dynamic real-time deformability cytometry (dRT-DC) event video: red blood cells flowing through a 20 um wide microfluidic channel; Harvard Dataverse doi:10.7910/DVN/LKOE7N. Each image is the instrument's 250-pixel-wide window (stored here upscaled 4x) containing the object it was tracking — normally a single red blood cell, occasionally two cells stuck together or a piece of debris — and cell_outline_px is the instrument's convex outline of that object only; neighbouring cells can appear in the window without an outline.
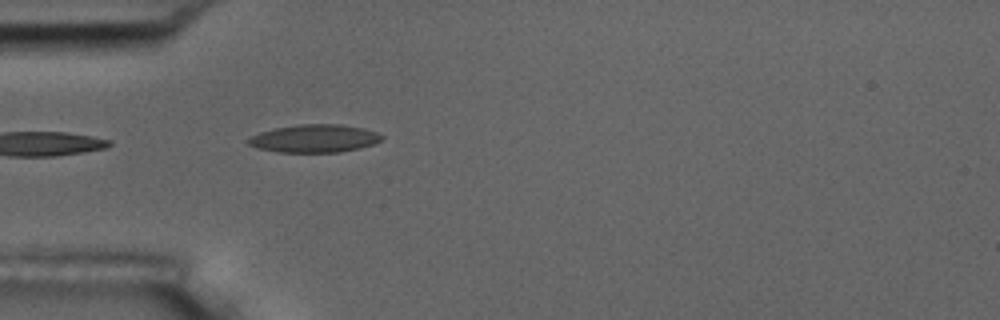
{"species": "common noctule bat (a hibernating species)", "species_latin": "Nyctalus noctula", "temperature_condition": "room temperature", "stored_images_in_passage": 1, "camera_frame_rate_fps": 3000, "um_per_image_px": 0.085, "animal": {"sex": "male", "body_mass_g": 17.5, "forearm_length_mm": 52.3}, "frame": {"image": 1, "passage_image": 1, "time_ms": 0.0, "image_size_px": [1000, 320], "cell_outline_px": [[384, 136], [380, 140], [372, 144], [360, 148], [340, 152], [280, 152], [256, 148], [248, 144], [244, 140], [260, 132], [276, 128], [300, 124], [340, 124], [364, 128], [376, 132]], "centroid_in_image_um": [26.71, 11.77], "position_along_channel_um": 58.3, "area_um2": 21.68}}